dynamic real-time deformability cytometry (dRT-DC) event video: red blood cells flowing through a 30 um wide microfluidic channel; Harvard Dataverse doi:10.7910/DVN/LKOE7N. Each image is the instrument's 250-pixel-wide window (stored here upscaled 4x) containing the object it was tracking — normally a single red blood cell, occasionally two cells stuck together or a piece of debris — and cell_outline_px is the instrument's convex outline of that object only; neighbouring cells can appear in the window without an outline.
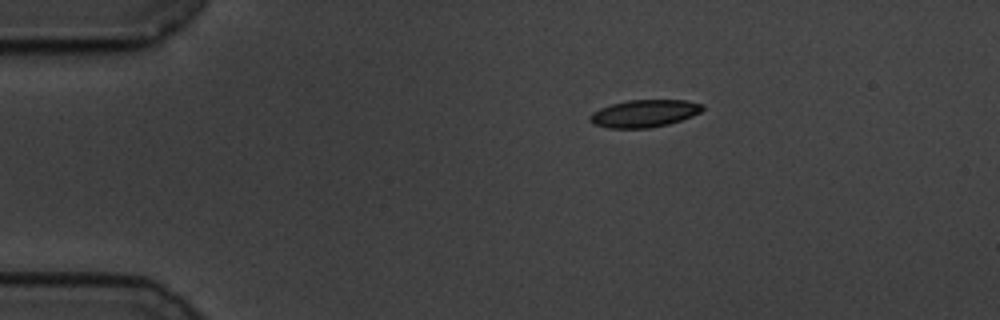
{"species": "common noctule bat (a hibernating species)", "species_latin": "Nyctalus noctula", "temperature_condition": "cold", "stored_images_in_passage": 49, "camera_frame_rate_fps": 3000, "um_per_image_px": 0.085, "animal": {"sex": "male", "body_mass_g": 19.5, "forearm_length_mm": 54.6}, "frame": {"image": 1, "passage_image": 1, "time_ms": 0.0, "image_size_px": [1000, 320], "cell_outline_px": [[704, 108], [700, 112], [692, 116], [668, 124], [648, 128], [608, 128], [592, 124], [588, 120], [588, 116], [592, 112], [600, 108], [612, 104], [628, 100], [684, 100], [704, 104]], "centroid_in_image_um": [54.73, 9.64], "position_along_channel_um": 30.3, "area_um2": 18.03}}
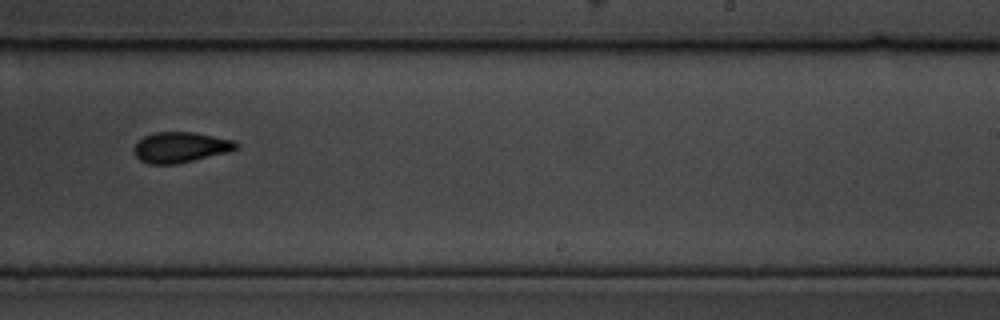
{"frame": {"image": 2, "passage_image": 27, "time_ms": 8.667, "image_size_px": [1000, 320], "cell_outline_px": [[240, 144], [232, 152], [176, 164], [148, 164], [140, 160], [132, 152], [132, 148], [144, 136], [156, 132], [192, 132], [236, 140]], "centroid_in_image_um": [15.37, 12.53], "position_along_channel_um": 273.6, "area_um2": 18.44}}
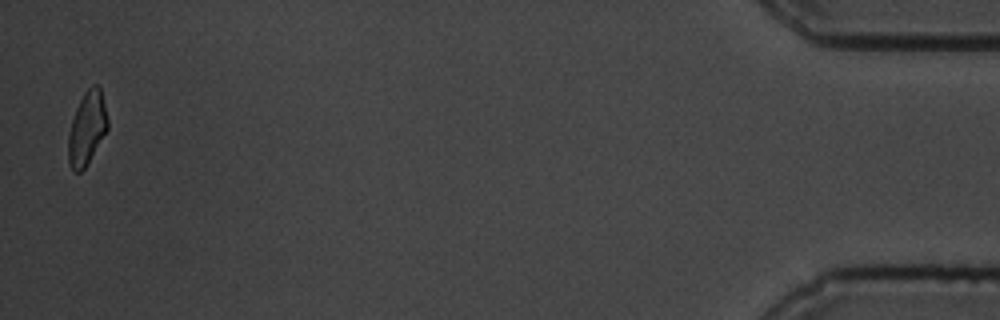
{"frame": {"image": 3, "passage_image": 48, "time_ms": 15.667, "image_size_px": [1000, 320], "cell_outline_px": [[108, 128], [84, 168], [80, 172], [76, 172], [68, 164], [68, 136], [72, 120], [76, 108], [84, 92], [92, 84], [96, 84], [100, 88], [108, 120]], "centroid_in_image_um": [7.38, 10.88], "position_along_channel_um": 427.8, "area_um2": 16.47}, "authors_computed_cell_mechanics": {"area_um2": 17.918, "velocity_mm_per_s": 3.4466, "shape_relaxation_time_tau1_ms": 4.3098, "shape_relaxation_time_tau2_ms": 2.8243, "deformation_change_tau1": 0.118, "deformation_change_tau2": 0.0805}}